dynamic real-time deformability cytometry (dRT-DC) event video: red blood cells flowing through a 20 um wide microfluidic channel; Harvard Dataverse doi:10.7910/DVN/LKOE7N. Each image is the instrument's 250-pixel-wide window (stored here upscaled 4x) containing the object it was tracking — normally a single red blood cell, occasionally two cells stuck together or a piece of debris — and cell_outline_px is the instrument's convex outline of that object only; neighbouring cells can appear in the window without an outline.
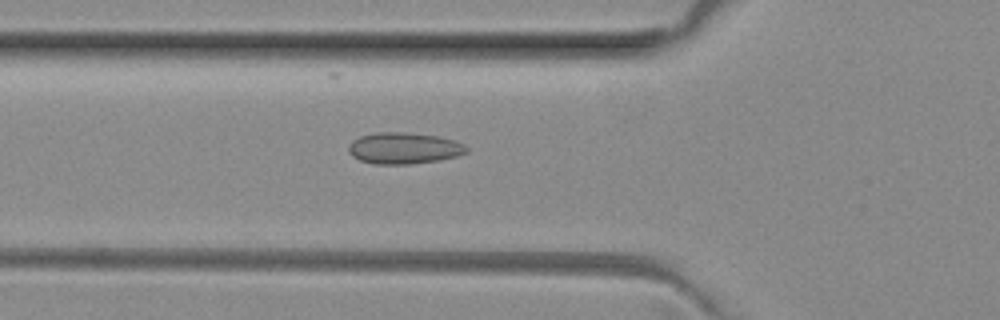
{"species": "common noctule bat (a hibernating species)", "species_latin": "Nyctalus noctula", "temperature_condition": "room temperature", "stored_images_in_passage": 48, "camera_frame_rate_fps": 3000, "um_per_image_px": 0.085, "animal": {"sex": "female", "body_mass_g": 29.2, "forearm_length_mm": 56.3}, "frame": {"image": 1, "passage_image": 15, "time_ms": 4.667, "image_size_px": [1000, 320], "cell_outline_px": [[468, 152], [456, 156], [440, 160], [408, 164], [376, 164], [360, 160], [352, 156], [348, 152], [348, 144], [352, 140], [360, 136], [376, 132], [408, 132], [440, 136], [456, 140], [464, 144], [468, 148]], "centroid_in_image_um": [34.34, 12.58], "position_along_channel_um": 91.5, "area_um2": 21.85}}
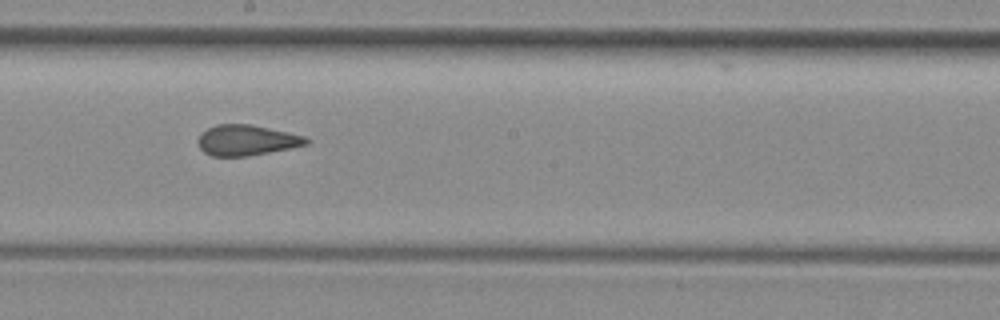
{"frame": {"image": 2, "passage_image": 25, "time_ms": 8.0, "image_size_px": [1000, 320], "cell_outline_px": [[312, 140], [308, 144], [248, 156], [212, 156], [204, 152], [200, 148], [196, 140], [200, 132], [216, 124], [252, 124], [288, 132], [304, 136]], "centroid_in_image_um": [20.93, 11.91], "position_along_channel_um": 227.3, "area_um2": 19.36}}
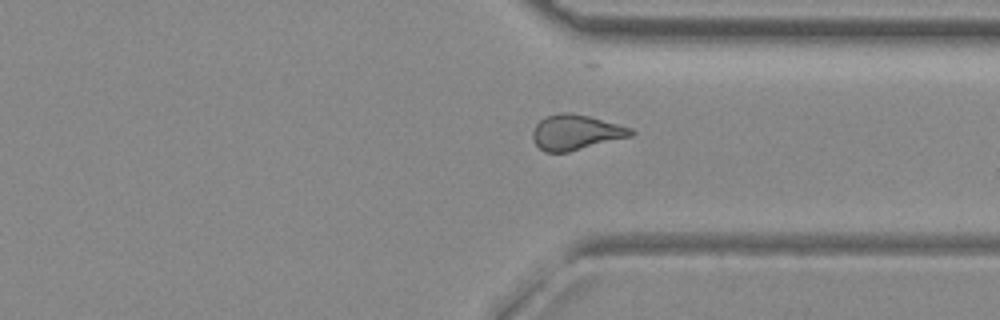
{"frame": {"image": 3, "passage_image": 35, "time_ms": 11.333, "image_size_px": [1000, 320], "cell_outline_px": [[636, 132], [632, 136], [568, 152], [544, 152], [536, 144], [532, 136], [532, 132], [536, 124], [540, 120], [548, 116], [560, 112], [572, 112], [588, 116], [632, 128]], "centroid_in_image_um": [48.95, 11.25], "position_along_channel_um": 362.5, "area_um2": 20.06}, "authors_computed_cell_mechanics": {"area_um2": 19.9988, "velocity_mm_per_s": 4.066, "shape_relaxation_time_tau1_ms": null, "shape_relaxation_time_tau2_ms": 1.1174, "deformation_change_tau1": null, "deformation_change_tau2": 0.0853}}